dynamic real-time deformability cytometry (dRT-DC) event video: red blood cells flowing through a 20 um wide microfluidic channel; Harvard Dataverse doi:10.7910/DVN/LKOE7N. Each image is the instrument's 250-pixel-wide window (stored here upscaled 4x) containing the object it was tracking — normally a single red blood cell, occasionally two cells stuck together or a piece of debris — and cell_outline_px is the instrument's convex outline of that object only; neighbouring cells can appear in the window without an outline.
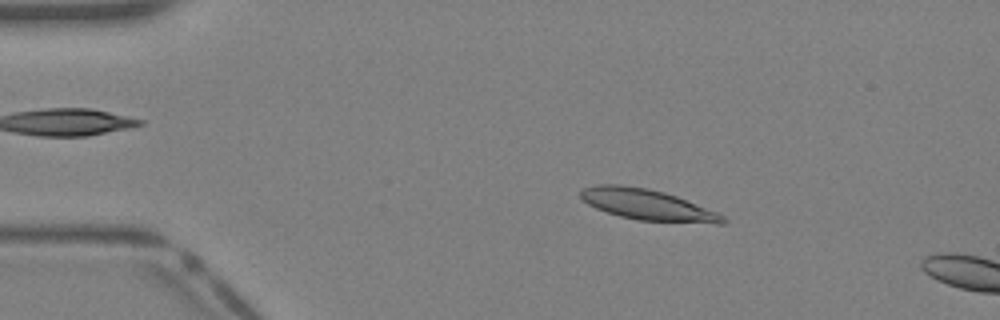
{"species": "Egyptian fruit bat (a non-hibernating species)", "species_latin": "Rousettus aegyptiacus", "temperature_condition": "warm", "stored_images_in_passage": 10, "camera_frame_rate_fps": 3000, "um_per_image_px": 0.085, "animal": {"sex": "female"}, "frame": {"image": 1, "passage_image": 7, "time_ms": 2.0, "image_size_px": [1000, 320], "cell_outline_px": [[728, 220], [724, 224], [716, 224], [640, 220], [620, 216], [596, 208], [588, 204], [580, 196], [580, 192], [584, 188], [596, 184], [620, 184], [648, 188], [664, 192], [676, 196], [716, 212], [724, 216]], "centroid_in_image_um": [55.04, 17.4], "position_along_channel_um": 30.0, "area_um2": 25.43}}